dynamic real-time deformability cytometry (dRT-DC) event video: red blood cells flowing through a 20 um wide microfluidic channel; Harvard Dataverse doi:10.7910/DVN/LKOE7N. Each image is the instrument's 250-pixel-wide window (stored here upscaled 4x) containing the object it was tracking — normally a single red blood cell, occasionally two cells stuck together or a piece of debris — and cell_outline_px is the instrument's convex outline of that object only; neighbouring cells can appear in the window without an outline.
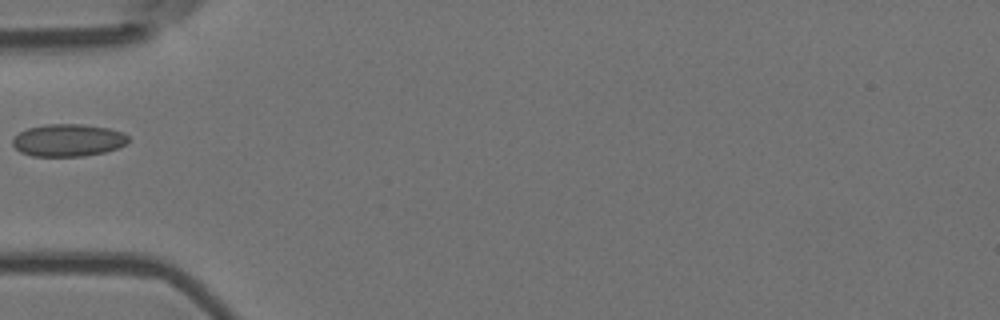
{"species": "Egyptian fruit bat (a non-hibernating species)", "species_latin": "Rousettus aegyptiacus", "temperature_condition": "room temperature", "stored_images_in_passage": 6, "camera_frame_rate_fps": 3000, "um_per_image_px": 0.085, "animal": {"sex": "female"}, "frame": {"image": 1, "passage_image": 5, "time_ms": 1.333, "image_size_px": [1000, 320], "cell_outline_px": [[128, 144], [120, 148], [104, 152], [84, 156], [32, 156], [20, 152], [12, 144], [12, 140], [20, 132], [28, 128], [44, 124], [80, 124], [108, 128], [124, 132], [128, 136]], "centroid_in_image_um": [5.82, 11.92], "position_along_channel_um": 79.2, "area_um2": 21.96}}
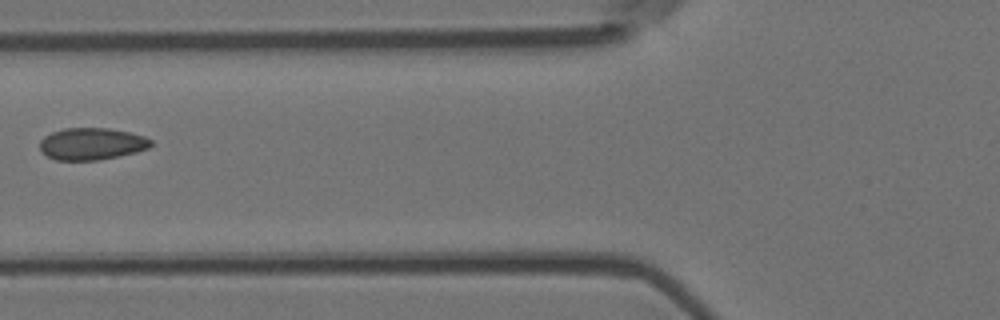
{"frame": {"image": 2, "passage_image": 6, "time_ms": 1.667, "image_size_px": [1000, 320], "cell_outline_px": [[152, 144], [148, 148], [136, 152], [96, 160], [56, 160], [40, 152], [40, 140], [44, 136], [52, 132], [64, 128], [108, 128], [128, 132], [144, 136], [152, 140]], "centroid_in_image_um": [7.76, 12.22], "position_along_channel_um": 118.0, "area_um2": 20.63}}